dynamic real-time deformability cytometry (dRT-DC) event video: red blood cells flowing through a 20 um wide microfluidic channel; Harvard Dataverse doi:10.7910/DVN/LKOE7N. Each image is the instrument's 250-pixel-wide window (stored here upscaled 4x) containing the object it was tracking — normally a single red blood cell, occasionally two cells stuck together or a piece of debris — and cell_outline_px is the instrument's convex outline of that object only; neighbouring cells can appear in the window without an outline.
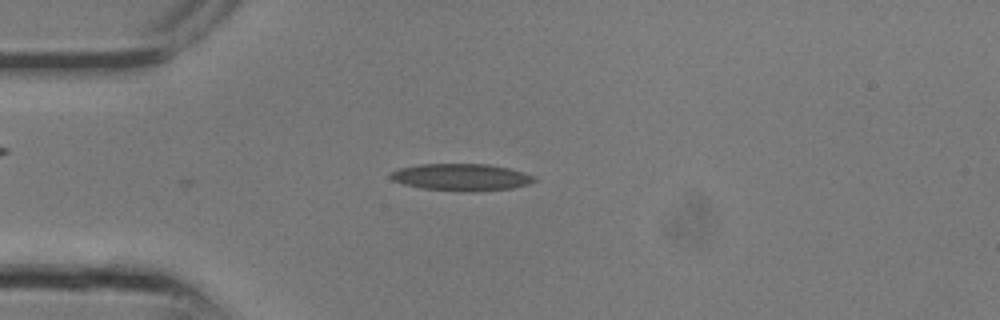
{"species": "common noctule bat (a hibernating species)", "species_latin": "Nyctalus noctula", "temperature_condition": "room temperature", "stored_images_in_passage": 5, "camera_frame_rate_fps": 3000, "um_per_image_px": 0.085, "animal": {"sex": "male", "body_mass_g": 13.3}, "frame": {"image": 1, "passage_image": 1, "time_ms": 0.0, "image_size_px": [1000, 320], "cell_outline_px": [[536, 180], [528, 184], [512, 188], [420, 188], [404, 184], [392, 180], [388, 176], [392, 172], [400, 168], [420, 164], [488, 164], [508, 168], [524, 172], [536, 176]], "centroid_in_image_um": [39.19, 15.0], "position_along_channel_um": 45.8, "area_um2": 21.27}}
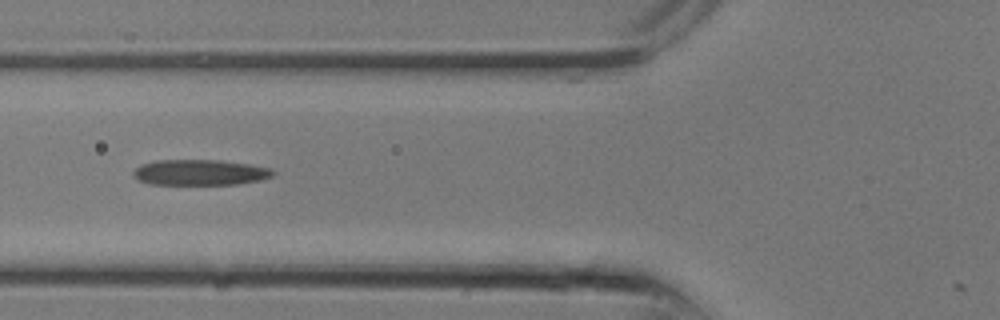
{"frame": {"image": 2, "passage_image": 4, "time_ms": 1.0, "image_size_px": [1000, 320], "cell_outline_px": [[276, 172], [272, 176], [260, 180], [236, 184], [148, 184], [132, 176], [132, 172], [140, 164], [156, 160], [220, 160], [248, 164], [268, 168]], "centroid_in_image_um": [16.95, 14.65], "position_along_channel_um": 108.8, "area_um2": 20.81}}